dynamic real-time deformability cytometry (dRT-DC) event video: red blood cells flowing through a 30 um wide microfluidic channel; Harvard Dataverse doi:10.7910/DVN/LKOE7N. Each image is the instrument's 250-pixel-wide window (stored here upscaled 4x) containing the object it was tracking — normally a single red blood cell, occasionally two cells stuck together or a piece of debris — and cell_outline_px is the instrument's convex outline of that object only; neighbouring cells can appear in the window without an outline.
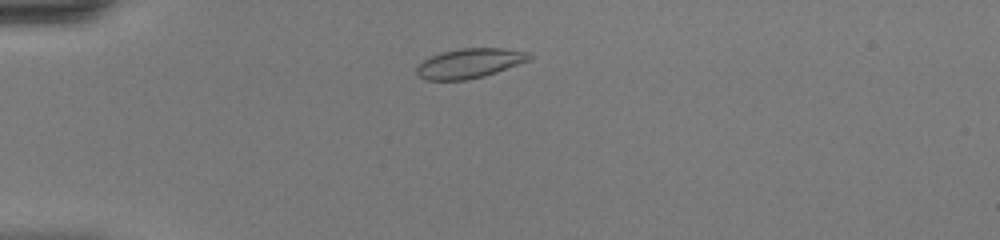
{"species": "common noctule bat (a hibernating species)", "species_latin": "Nyctalus noctula", "temperature_condition": "warm", "stored_images_in_passage": 40, "camera_frame_rate_fps": 3000, "um_per_image_px": 0.085, "animal": {"sex": "female", "body_mass_g": 20.0, "forearm_length_mm": 54.0}, "frame": {"image": 1, "passage_image": 6, "time_ms": 1.667, "image_size_px": [1000, 240], "cell_outline_px": [[532, 56], [528, 60], [496, 72], [484, 76], [468, 80], [424, 80], [416, 72], [416, 68], [424, 60], [440, 52], [460, 48], [504, 48], [532, 52]], "centroid_in_image_um": [39.92, 5.37], "position_along_channel_um": 45.1, "area_um2": 19.42}}
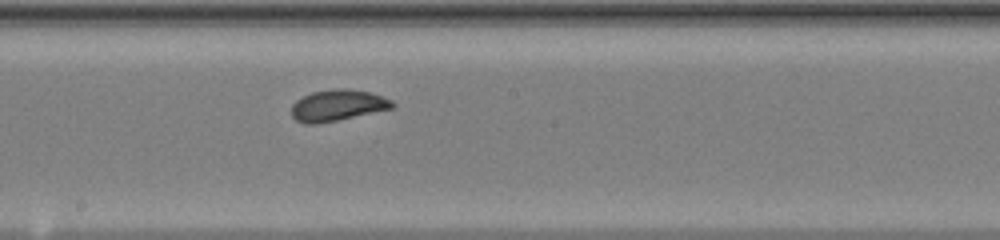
{"frame": {"image": 2, "passage_image": 20, "time_ms": 6.333, "image_size_px": [1000, 240], "cell_outline_px": [[396, 104], [392, 108], [336, 120], [316, 124], [304, 124], [296, 120], [292, 116], [292, 104], [296, 100], [312, 92], [332, 88], [344, 88], [372, 92], [392, 100]], "centroid_in_image_um": [28.69, 8.94], "position_along_channel_um": 219.5, "area_um2": 18.32}}
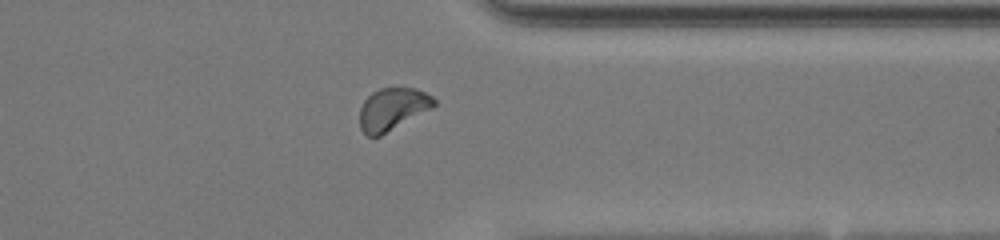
{"frame": {"image": 3, "passage_image": 31, "time_ms": 10.0, "image_size_px": [1000, 240], "cell_outline_px": [[436, 104], [432, 108], [380, 136], [368, 136], [360, 128], [360, 108], [364, 100], [372, 92], [380, 88], [416, 88], [432, 96], [436, 100]], "centroid_in_image_um": [33.36, 9.26], "position_along_channel_um": 378.0, "area_um2": 18.21}, "authors_computed_cell_mechanics": {"area_um2": 18.2937, "velocity_mm_per_s": 4.4124, "shape_relaxation_time_tau1_ms": 3.2829, "shape_relaxation_time_tau2_ms": null, "deformation_change_tau1": 0.0928, "deformation_change_tau2": null}}